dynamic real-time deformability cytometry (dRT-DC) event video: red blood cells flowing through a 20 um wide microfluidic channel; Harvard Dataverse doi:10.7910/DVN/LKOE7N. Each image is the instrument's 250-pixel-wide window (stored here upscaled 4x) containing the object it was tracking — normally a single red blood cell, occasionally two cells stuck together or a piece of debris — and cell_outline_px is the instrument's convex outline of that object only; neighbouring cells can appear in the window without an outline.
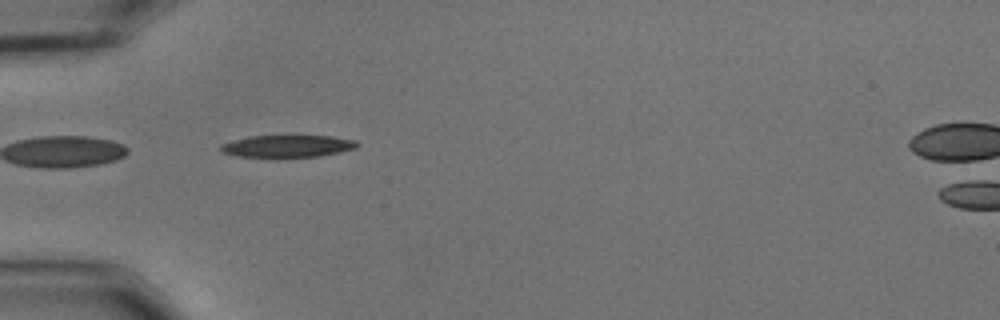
{"species": "common noctule bat (a hibernating species)", "species_latin": "Nyctalus noctula", "temperature_condition": "cold", "stored_images_in_passage": 3, "camera_frame_rate_fps": 3000, "um_per_image_px": 0.085, "animal": {"sex": "male", "body_mass_g": 15.6}, "frame": {"image": 1, "passage_image": 1, "time_ms": 0.0, "image_size_px": [1000, 320], "cell_outline_px": [[360, 144], [356, 148], [340, 152], [316, 156], [236, 156], [220, 152], [220, 144], [232, 140], [248, 136], [332, 136], [356, 140]], "centroid_in_image_um": [24.42, 12.4], "position_along_channel_um": 60.6, "area_um2": 17.4}}